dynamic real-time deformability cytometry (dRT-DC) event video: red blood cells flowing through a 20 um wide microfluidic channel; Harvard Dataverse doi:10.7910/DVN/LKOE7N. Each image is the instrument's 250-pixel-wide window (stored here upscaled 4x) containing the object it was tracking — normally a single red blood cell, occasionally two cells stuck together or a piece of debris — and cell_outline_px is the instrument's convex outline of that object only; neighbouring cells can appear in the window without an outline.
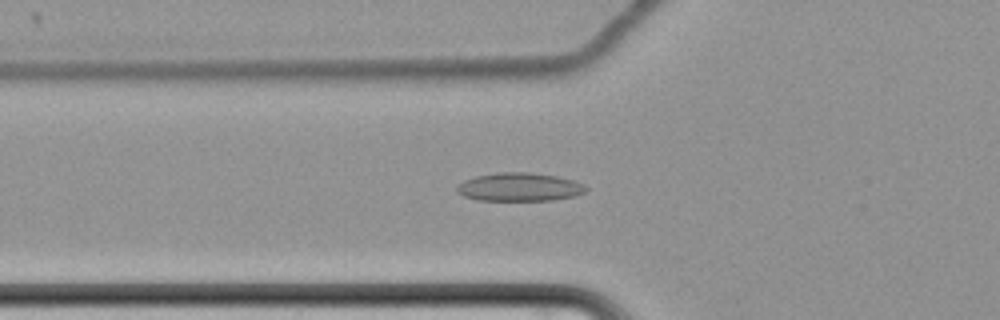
{"species": "common noctule bat (a hibernating species)", "species_latin": "Nyctalus noctula", "temperature_condition": "cold", "stored_images_in_passage": 57, "camera_frame_rate_fps": 3000, "um_per_image_px": 0.085, "animal": {"sex": "female", "body_mass_g": 22.7, "forearm_length_mm": 54.2}, "frame": {"image": 1, "passage_image": 18, "time_ms": 5.667, "image_size_px": [1000, 320], "cell_outline_px": [[588, 188], [584, 192], [576, 196], [552, 200], [476, 200], [464, 196], [456, 192], [456, 188], [464, 180], [476, 176], [500, 172], [528, 172], [556, 176], [572, 180], [584, 184]], "centroid_in_image_um": [44.15, 15.9], "position_along_channel_um": 81.6, "area_um2": 21.27}}
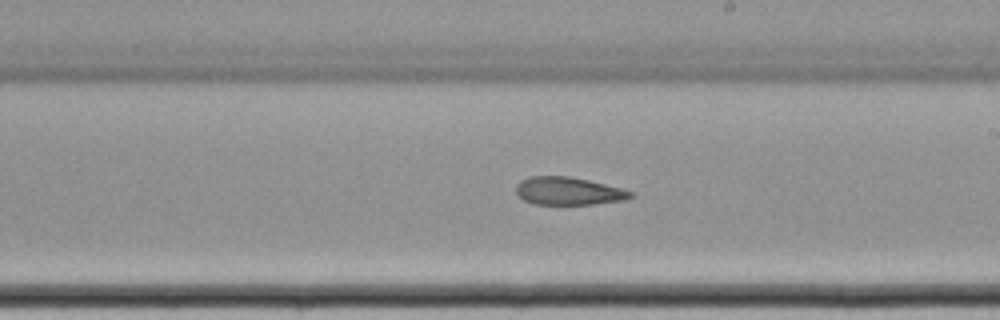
{"frame": {"image": 2, "passage_image": 32, "time_ms": 10.333, "image_size_px": [1000, 320], "cell_outline_px": [[636, 196], [628, 200], [596, 204], [532, 204], [516, 196], [516, 184], [520, 180], [532, 176], [568, 176], [588, 180], [636, 192]], "centroid_in_image_um": [48.34, 16.25], "position_along_channel_um": 240.7, "area_um2": 18.9}}
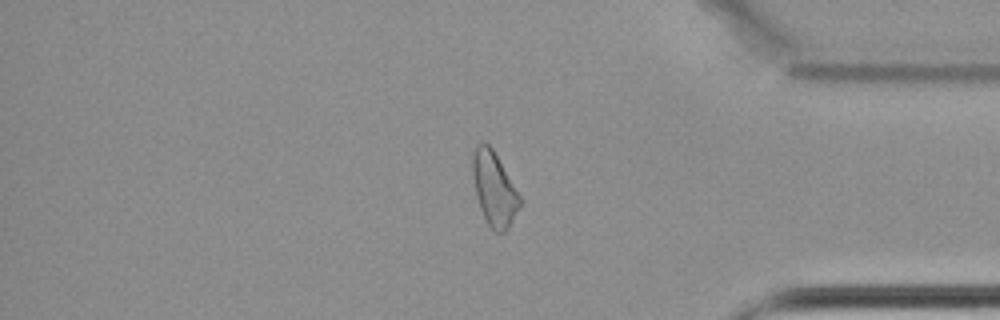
{"frame": {"image": 3, "passage_image": 47, "time_ms": 15.333, "image_size_px": [1000, 320], "cell_outline_px": [[524, 200], [508, 228], [504, 232], [496, 232], [488, 224], [480, 208], [476, 196], [472, 176], [472, 152], [476, 144], [488, 144], [492, 148]], "centroid_in_image_um": [42.02, 16.05], "position_along_channel_um": 393.2, "area_um2": 20.46}, "authors_computed_cell_mechanics": {"area_um2": 20.7502, "velocity_mm_per_s": 3.424, "shape_relaxation_time_tau1_ms": null, "shape_relaxation_time_tau2_ms": 4.6876, "deformation_change_tau1": null, "deformation_change_tau2": 0.0924}}